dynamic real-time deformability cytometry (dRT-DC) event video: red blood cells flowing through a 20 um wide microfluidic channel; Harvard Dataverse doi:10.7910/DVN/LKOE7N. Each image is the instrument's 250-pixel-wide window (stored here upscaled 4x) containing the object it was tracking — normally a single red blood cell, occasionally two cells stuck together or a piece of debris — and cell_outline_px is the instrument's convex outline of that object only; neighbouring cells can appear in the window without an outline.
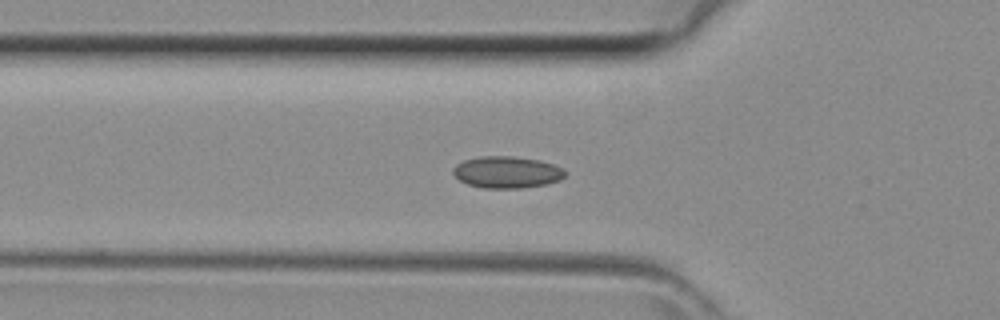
{"species": "common noctule bat (a hibernating species)", "species_latin": "Nyctalus noctula", "temperature_condition": "room temperature", "stored_images_in_passage": 43, "camera_frame_rate_fps": 3000, "um_per_image_px": 0.085, "animal": {"sex": "female", "body_mass_g": 29.2, "forearm_length_mm": 56.3}, "frame": {"image": 1, "passage_image": 14, "time_ms": 4.333, "image_size_px": [1000, 320], "cell_outline_px": [[568, 172], [560, 180], [548, 184], [524, 188], [484, 188], [468, 184], [460, 180], [452, 172], [452, 168], [456, 164], [464, 160], [480, 156], [512, 156], [540, 160], [564, 168]], "centroid_in_image_um": [43.11, 14.63], "position_along_channel_um": 82.7, "area_um2": 20.92}}
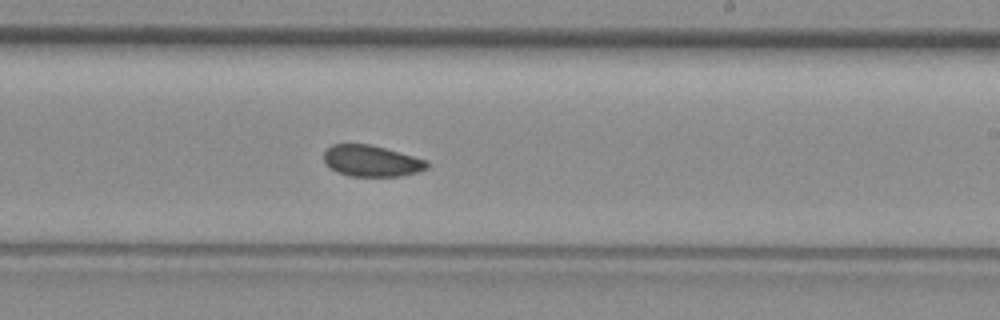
{"frame": {"image": 2, "passage_image": 25, "time_ms": 8.0, "image_size_px": [1000, 320], "cell_outline_px": [[428, 168], [420, 172], [400, 176], [348, 176], [336, 172], [324, 160], [324, 152], [332, 144], [368, 144], [384, 148], [428, 160]], "centroid_in_image_um": [31.6, 13.69], "position_along_channel_um": 257.4, "area_um2": 18.73}}
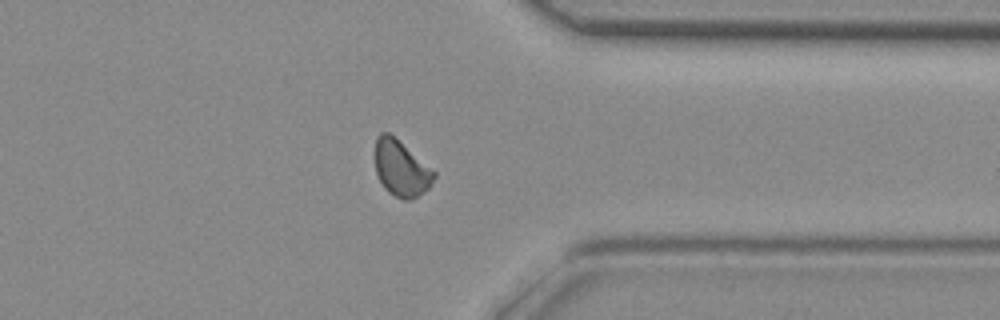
{"frame": {"image": 3, "passage_image": 33, "time_ms": 10.667, "image_size_px": [1000, 320], "cell_outline_px": [[436, 176], [432, 184], [428, 188], [416, 196], [408, 200], [404, 200], [388, 192], [384, 188], [376, 172], [376, 136], [380, 132], [388, 132], [436, 172]], "centroid_in_image_um": [34.09, 14.32], "position_along_channel_um": 377.3, "area_um2": 18.79}}